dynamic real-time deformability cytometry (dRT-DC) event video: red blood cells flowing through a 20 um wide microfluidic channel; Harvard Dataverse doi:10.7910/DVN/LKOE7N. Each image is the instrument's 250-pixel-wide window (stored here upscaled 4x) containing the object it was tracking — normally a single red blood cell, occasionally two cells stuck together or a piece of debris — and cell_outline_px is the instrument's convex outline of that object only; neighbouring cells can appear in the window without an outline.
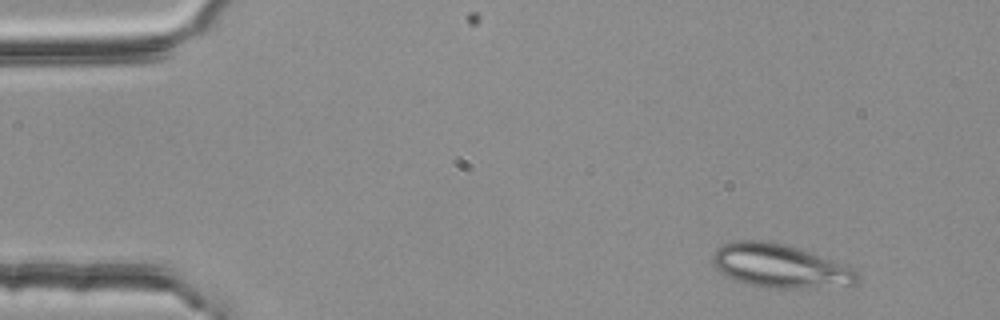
{"species": "common noctule bat (a hibernating species)", "species_latin": "Nyctalus noctula", "temperature_condition": "room temperature", "stored_images_in_passage": 5, "camera_frame_rate_fps": 3000, "um_per_image_px": 0.085, "animal": {"sex": "female", "body_mass_g": 25.1}, "frame": {"image": 1, "passage_image": 1, "time_ms": 0.0, "image_size_px": [1000, 320], "cell_outline_px": [[856, 280], [852, 284], [804, 288], [768, 288], [748, 284], [736, 280], [720, 272], [712, 264], [712, 256], [716, 248], [724, 244], [736, 240], [772, 240], [800, 248], [848, 268], [856, 272]], "centroid_in_image_um": [66.16, 22.58], "position_along_channel_um": 18.8, "area_um2": 36.07}}